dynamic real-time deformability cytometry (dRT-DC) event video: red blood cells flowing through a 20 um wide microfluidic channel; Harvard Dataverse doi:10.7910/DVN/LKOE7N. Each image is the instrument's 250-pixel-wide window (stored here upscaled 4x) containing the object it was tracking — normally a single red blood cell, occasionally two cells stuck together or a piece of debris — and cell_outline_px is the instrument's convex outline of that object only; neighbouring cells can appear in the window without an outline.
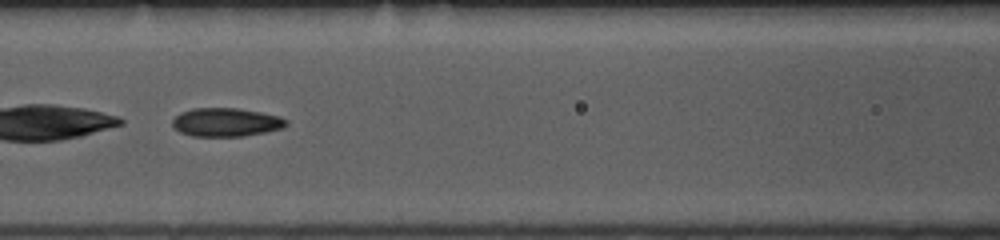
{"species": "common noctule bat (a hibernating species)", "species_latin": "Nyctalus noctula", "temperature_condition": "room temperature", "stored_images_in_passage": 50, "camera_frame_rate_fps": 3000, "um_per_image_px": 0.085, "animal": {"sex": "female", "body_mass_g": 10.0, "forearm_length_mm": 53.1}, "frame": {"image": 1, "passage_image": 22, "time_ms": 7.0, "image_size_px": [1000, 240], "cell_outline_px": [[288, 124], [280, 128], [264, 132], [244, 136], [192, 136], [180, 132], [172, 124], [172, 120], [180, 112], [192, 108], [236, 108], [260, 112], [280, 116], [288, 120]], "centroid_in_image_um": [19.2, 10.38], "position_along_channel_um": 147.4, "area_um2": 18.84}}
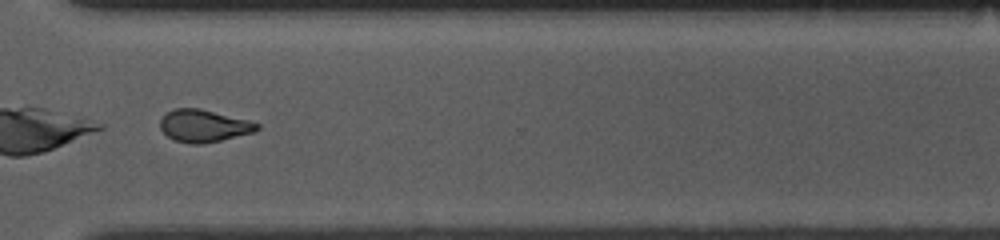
{"frame": {"image": 2, "passage_image": 38, "time_ms": 12.333, "image_size_px": [1000, 240], "cell_outline_px": [[260, 128], [252, 132], [220, 140], [200, 144], [192, 144], [176, 140], [168, 136], [160, 128], [160, 120], [168, 112], [176, 108], [200, 108], [248, 120], [260, 124]], "centroid_in_image_um": [17.32, 10.68], "position_along_channel_um": 353.3, "area_um2": 17.92}, "authors_computed_cell_mechanics": {"area_um2": 20.1144, "velocity_mm_per_s": 3.8677, "shape_relaxation_time_tau1_ms": 6.3385, "shape_relaxation_time_tau2_ms": 1.897, "deformation_change_tau1": 0.1381, "deformation_change_tau2": 0.083}}